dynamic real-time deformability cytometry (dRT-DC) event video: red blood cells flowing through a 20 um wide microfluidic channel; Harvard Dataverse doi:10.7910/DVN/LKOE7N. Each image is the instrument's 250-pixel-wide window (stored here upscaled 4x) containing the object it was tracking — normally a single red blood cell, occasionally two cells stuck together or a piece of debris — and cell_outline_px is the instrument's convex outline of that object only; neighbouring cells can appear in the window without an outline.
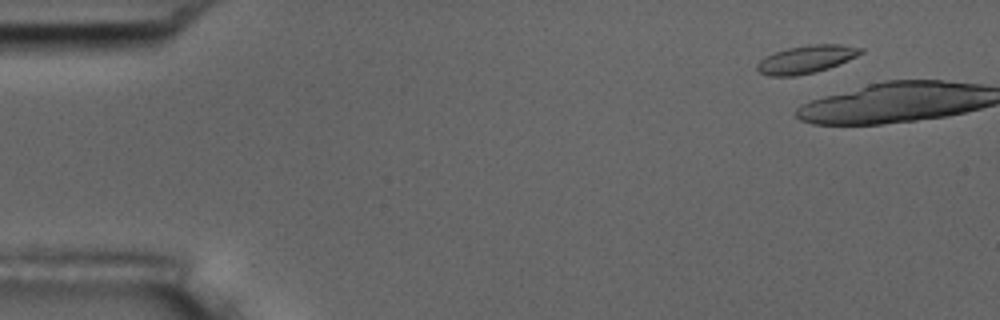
{"species": "common noctule bat (a hibernating species)", "species_latin": "Nyctalus noctula", "temperature_condition": "room temperature", "stored_images_in_passage": 3, "camera_frame_rate_fps": 3000, "um_per_image_px": 0.085, "animal": {"sex": "male", "body_mass_g": 17.5, "forearm_length_mm": 52.3}, "frame": {"image": 1, "passage_image": 1, "time_ms": 0.0, "image_size_px": [1000, 320], "cell_outline_px": [[864, 52], [848, 60], [828, 68], [816, 72], [796, 76], [768, 76], [760, 72], [756, 68], [756, 64], [760, 60], [776, 52], [788, 48], [808, 44], [840, 44], [864, 48]], "centroid_in_image_um": [68.55, 5.04], "position_along_channel_um": 16.5, "area_um2": 16.76}}